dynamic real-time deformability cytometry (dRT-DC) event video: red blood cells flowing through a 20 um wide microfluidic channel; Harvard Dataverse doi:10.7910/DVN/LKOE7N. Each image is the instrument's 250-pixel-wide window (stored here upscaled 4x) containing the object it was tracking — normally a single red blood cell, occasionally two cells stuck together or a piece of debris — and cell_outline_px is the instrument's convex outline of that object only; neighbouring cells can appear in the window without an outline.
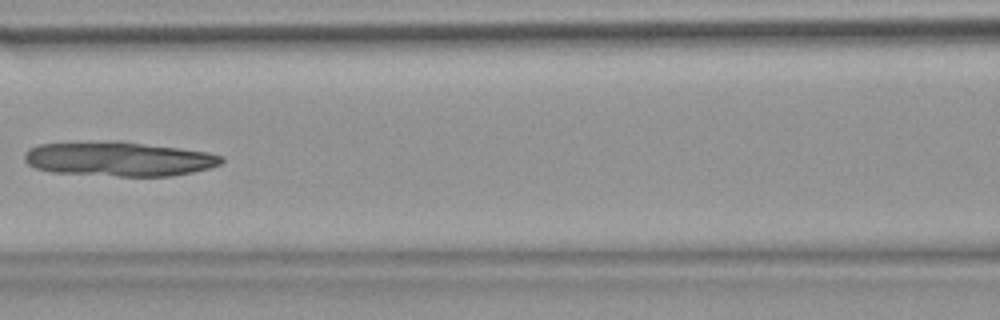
{"species": "common noctule bat (a hibernating species)", "species_latin": "Nyctalus noctula", "temperature_condition": "warm", "stored_images_in_passage": 8, "camera_frame_rate_fps": 3000, "um_per_image_px": 0.085, "animal": {"sex": "female", "body_mass_g": 18.4}, "frame": {"image": 1, "passage_image": 7, "time_ms": 2.0, "image_size_px": [1000, 320], "cell_outline_px": [[224, 160], [220, 164], [208, 168], [192, 172], [172, 176], [120, 176], [52, 172], [36, 168], [28, 164], [24, 160], [24, 152], [28, 148], [40, 144], [116, 140], [208, 152], [224, 156]], "centroid_in_image_um": [10.08, 13.5], "position_along_channel_um": 156.5, "area_um2": 39.59}}